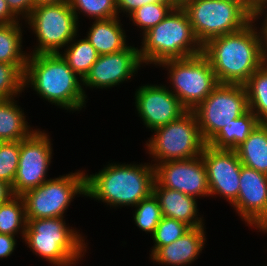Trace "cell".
I'll use <instances>...</instances> for the list:
<instances>
[{"label":"cell","instance_id":"cell-1","mask_svg":"<svg viewBox=\"0 0 267 266\" xmlns=\"http://www.w3.org/2000/svg\"><path fill=\"white\" fill-rule=\"evenodd\" d=\"M251 21L243 29L209 40L202 53L220 84L244 85L265 62L258 27Z\"/></svg>","mask_w":267,"mask_h":266},{"label":"cell","instance_id":"cell-2","mask_svg":"<svg viewBox=\"0 0 267 266\" xmlns=\"http://www.w3.org/2000/svg\"><path fill=\"white\" fill-rule=\"evenodd\" d=\"M79 78L60 53L29 54L23 85L24 90L31 86L43 100L76 112L86 106L87 99L83 79Z\"/></svg>","mask_w":267,"mask_h":266},{"label":"cell","instance_id":"cell-3","mask_svg":"<svg viewBox=\"0 0 267 266\" xmlns=\"http://www.w3.org/2000/svg\"><path fill=\"white\" fill-rule=\"evenodd\" d=\"M109 163L98 173L86 174V197L110 207L136 206L153 192L155 167L151 163Z\"/></svg>","mask_w":267,"mask_h":266},{"label":"cell","instance_id":"cell-4","mask_svg":"<svg viewBox=\"0 0 267 266\" xmlns=\"http://www.w3.org/2000/svg\"><path fill=\"white\" fill-rule=\"evenodd\" d=\"M139 56L145 65L202 53L186 11L178 4L161 22L142 34Z\"/></svg>","mask_w":267,"mask_h":266},{"label":"cell","instance_id":"cell-5","mask_svg":"<svg viewBox=\"0 0 267 266\" xmlns=\"http://www.w3.org/2000/svg\"><path fill=\"white\" fill-rule=\"evenodd\" d=\"M64 218L27 220L24 238L32 253L46 259L51 266H73L85 256L88 243Z\"/></svg>","mask_w":267,"mask_h":266},{"label":"cell","instance_id":"cell-6","mask_svg":"<svg viewBox=\"0 0 267 266\" xmlns=\"http://www.w3.org/2000/svg\"><path fill=\"white\" fill-rule=\"evenodd\" d=\"M194 34L203 46L209 40L243 29L252 15L239 3L230 0H183Z\"/></svg>","mask_w":267,"mask_h":266},{"label":"cell","instance_id":"cell-7","mask_svg":"<svg viewBox=\"0 0 267 266\" xmlns=\"http://www.w3.org/2000/svg\"><path fill=\"white\" fill-rule=\"evenodd\" d=\"M153 131L145 145L150 157L155 158L152 160L154 167L161 162L198 157L207 144L193 111H186L178 119Z\"/></svg>","mask_w":267,"mask_h":266},{"label":"cell","instance_id":"cell-8","mask_svg":"<svg viewBox=\"0 0 267 266\" xmlns=\"http://www.w3.org/2000/svg\"><path fill=\"white\" fill-rule=\"evenodd\" d=\"M158 66L168 70V81L172 85L169 86L170 91L187 111L198 107L219 84L209 60L203 53L165 60Z\"/></svg>","mask_w":267,"mask_h":266},{"label":"cell","instance_id":"cell-9","mask_svg":"<svg viewBox=\"0 0 267 266\" xmlns=\"http://www.w3.org/2000/svg\"><path fill=\"white\" fill-rule=\"evenodd\" d=\"M76 195L86 196V174L83 170L50 178L21 195L26 219L65 218L64 213Z\"/></svg>","mask_w":267,"mask_h":266},{"label":"cell","instance_id":"cell-10","mask_svg":"<svg viewBox=\"0 0 267 266\" xmlns=\"http://www.w3.org/2000/svg\"><path fill=\"white\" fill-rule=\"evenodd\" d=\"M38 44L30 54L60 53L78 34V21L69 2L39 5L25 20Z\"/></svg>","mask_w":267,"mask_h":266},{"label":"cell","instance_id":"cell-11","mask_svg":"<svg viewBox=\"0 0 267 266\" xmlns=\"http://www.w3.org/2000/svg\"><path fill=\"white\" fill-rule=\"evenodd\" d=\"M249 111L247 93L244 85L218 84L213 91L196 107L201 135L208 143L231 120Z\"/></svg>","mask_w":267,"mask_h":266},{"label":"cell","instance_id":"cell-12","mask_svg":"<svg viewBox=\"0 0 267 266\" xmlns=\"http://www.w3.org/2000/svg\"><path fill=\"white\" fill-rule=\"evenodd\" d=\"M52 145L48 133L39 128L20 141L18 168L11 186L14 195L21 196L48 180L46 176L53 158Z\"/></svg>","mask_w":267,"mask_h":266},{"label":"cell","instance_id":"cell-13","mask_svg":"<svg viewBox=\"0 0 267 266\" xmlns=\"http://www.w3.org/2000/svg\"><path fill=\"white\" fill-rule=\"evenodd\" d=\"M206 167L211 197L220 195L231 205L238 197L242 163L232 149H217L208 144L201 153Z\"/></svg>","mask_w":267,"mask_h":266},{"label":"cell","instance_id":"cell-14","mask_svg":"<svg viewBox=\"0 0 267 266\" xmlns=\"http://www.w3.org/2000/svg\"><path fill=\"white\" fill-rule=\"evenodd\" d=\"M237 199L231 204L247 226L267 233V174L242 165Z\"/></svg>","mask_w":267,"mask_h":266},{"label":"cell","instance_id":"cell-15","mask_svg":"<svg viewBox=\"0 0 267 266\" xmlns=\"http://www.w3.org/2000/svg\"><path fill=\"white\" fill-rule=\"evenodd\" d=\"M155 180L162 187L178 190L194 198L210 196L206 167L201 155L157 164Z\"/></svg>","mask_w":267,"mask_h":266},{"label":"cell","instance_id":"cell-16","mask_svg":"<svg viewBox=\"0 0 267 266\" xmlns=\"http://www.w3.org/2000/svg\"><path fill=\"white\" fill-rule=\"evenodd\" d=\"M135 106L143 125L155 128L178 119L187 110L165 85L144 84L135 91Z\"/></svg>","mask_w":267,"mask_h":266},{"label":"cell","instance_id":"cell-17","mask_svg":"<svg viewBox=\"0 0 267 266\" xmlns=\"http://www.w3.org/2000/svg\"><path fill=\"white\" fill-rule=\"evenodd\" d=\"M143 63L138 47L129 45L126 49L107 55H99L91 66L89 73L83 79V87L103 89L117 87L138 73Z\"/></svg>","mask_w":267,"mask_h":266},{"label":"cell","instance_id":"cell-18","mask_svg":"<svg viewBox=\"0 0 267 266\" xmlns=\"http://www.w3.org/2000/svg\"><path fill=\"white\" fill-rule=\"evenodd\" d=\"M205 227L191 228L176 241L160 247L150 258L165 266H189L198 259L206 245Z\"/></svg>","mask_w":267,"mask_h":266},{"label":"cell","instance_id":"cell-19","mask_svg":"<svg viewBox=\"0 0 267 266\" xmlns=\"http://www.w3.org/2000/svg\"><path fill=\"white\" fill-rule=\"evenodd\" d=\"M153 193L159 201L163 217L182 221L191 228L204 226V219L198 213L197 198L162 187L156 180L153 184Z\"/></svg>","mask_w":267,"mask_h":266},{"label":"cell","instance_id":"cell-20","mask_svg":"<svg viewBox=\"0 0 267 266\" xmlns=\"http://www.w3.org/2000/svg\"><path fill=\"white\" fill-rule=\"evenodd\" d=\"M121 17L94 20L88 28L87 39L99 55L120 52L128 47L126 33L122 28Z\"/></svg>","mask_w":267,"mask_h":266},{"label":"cell","instance_id":"cell-21","mask_svg":"<svg viewBox=\"0 0 267 266\" xmlns=\"http://www.w3.org/2000/svg\"><path fill=\"white\" fill-rule=\"evenodd\" d=\"M15 98L0 100V142L21 141L35 130Z\"/></svg>","mask_w":267,"mask_h":266},{"label":"cell","instance_id":"cell-22","mask_svg":"<svg viewBox=\"0 0 267 266\" xmlns=\"http://www.w3.org/2000/svg\"><path fill=\"white\" fill-rule=\"evenodd\" d=\"M235 151L242 165L267 174V123L260 122Z\"/></svg>","mask_w":267,"mask_h":266},{"label":"cell","instance_id":"cell-23","mask_svg":"<svg viewBox=\"0 0 267 266\" xmlns=\"http://www.w3.org/2000/svg\"><path fill=\"white\" fill-rule=\"evenodd\" d=\"M259 123L258 118L249 110L221 128L207 144L217 149L235 150L248 138Z\"/></svg>","mask_w":267,"mask_h":266},{"label":"cell","instance_id":"cell-24","mask_svg":"<svg viewBox=\"0 0 267 266\" xmlns=\"http://www.w3.org/2000/svg\"><path fill=\"white\" fill-rule=\"evenodd\" d=\"M0 24V62L26 64L29 53L22 48V23ZM22 48V49H21Z\"/></svg>","mask_w":267,"mask_h":266},{"label":"cell","instance_id":"cell-25","mask_svg":"<svg viewBox=\"0 0 267 266\" xmlns=\"http://www.w3.org/2000/svg\"><path fill=\"white\" fill-rule=\"evenodd\" d=\"M75 36L63 51L61 56L66 60L68 66L81 78L84 79L89 73L91 66L97 61L99 54L90 44L88 39L77 40Z\"/></svg>","mask_w":267,"mask_h":266},{"label":"cell","instance_id":"cell-26","mask_svg":"<svg viewBox=\"0 0 267 266\" xmlns=\"http://www.w3.org/2000/svg\"><path fill=\"white\" fill-rule=\"evenodd\" d=\"M244 86L249 110L260 122L267 123V63L259 67Z\"/></svg>","mask_w":267,"mask_h":266},{"label":"cell","instance_id":"cell-27","mask_svg":"<svg viewBox=\"0 0 267 266\" xmlns=\"http://www.w3.org/2000/svg\"><path fill=\"white\" fill-rule=\"evenodd\" d=\"M27 227L25 203L22 196L14 195L0 204V233L24 238Z\"/></svg>","mask_w":267,"mask_h":266},{"label":"cell","instance_id":"cell-28","mask_svg":"<svg viewBox=\"0 0 267 266\" xmlns=\"http://www.w3.org/2000/svg\"><path fill=\"white\" fill-rule=\"evenodd\" d=\"M177 5V2L145 4L134 10L128 17L134 26L141 28L142 34H144L161 22Z\"/></svg>","mask_w":267,"mask_h":266},{"label":"cell","instance_id":"cell-29","mask_svg":"<svg viewBox=\"0 0 267 266\" xmlns=\"http://www.w3.org/2000/svg\"><path fill=\"white\" fill-rule=\"evenodd\" d=\"M69 4L78 23L80 13L93 20L118 17L117 0H69Z\"/></svg>","mask_w":267,"mask_h":266},{"label":"cell","instance_id":"cell-30","mask_svg":"<svg viewBox=\"0 0 267 266\" xmlns=\"http://www.w3.org/2000/svg\"><path fill=\"white\" fill-rule=\"evenodd\" d=\"M136 207V208H135ZM135 208L134 221L142 231L154 234L155 229L162 219V212L157 197L152 192L148 197L141 200Z\"/></svg>","mask_w":267,"mask_h":266},{"label":"cell","instance_id":"cell-31","mask_svg":"<svg viewBox=\"0 0 267 266\" xmlns=\"http://www.w3.org/2000/svg\"><path fill=\"white\" fill-rule=\"evenodd\" d=\"M25 67L26 64H6L0 62V100L20 96V93L24 90L23 78Z\"/></svg>","mask_w":267,"mask_h":266},{"label":"cell","instance_id":"cell-32","mask_svg":"<svg viewBox=\"0 0 267 266\" xmlns=\"http://www.w3.org/2000/svg\"><path fill=\"white\" fill-rule=\"evenodd\" d=\"M190 229L191 227L182 221L162 217L161 221L155 229L154 234L152 235L154 245L153 249L151 248L152 251L150 257L160 247L176 241Z\"/></svg>","mask_w":267,"mask_h":266},{"label":"cell","instance_id":"cell-33","mask_svg":"<svg viewBox=\"0 0 267 266\" xmlns=\"http://www.w3.org/2000/svg\"><path fill=\"white\" fill-rule=\"evenodd\" d=\"M20 141L0 142V180L13 185L18 168Z\"/></svg>","mask_w":267,"mask_h":266},{"label":"cell","instance_id":"cell-34","mask_svg":"<svg viewBox=\"0 0 267 266\" xmlns=\"http://www.w3.org/2000/svg\"><path fill=\"white\" fill-rule=\"evenodd\" d=\"M267 5H263L257 7L252 14V21L255 23L260 19V17H264L263 22L261 23V27L258 30L260 36V43L262 48V57L264 62L267 63ZM263 15V16H262ZM257 20V21H256Z\"/></svg>","mask_w":267,"mask_h":266},{"label":"cell","instance_id":"cell-35","mask_svg":"<svg viewBox=\"0 0 267 266\" xmlns=\"http://www.w3.org/2000/svg\"><path fill=\"white\" fill-rule=\"evenodd\" d=\"M6 2L8 3L10 10L21 19V21L22 19L26 20L34 8L33 0H6Z\"/></svg>","mask_w":267,"mask_h":266},{"label":"cell","instance_id":"cell-36","mask_svg":"<svg viewBox=\"0 0 267 266\" xmlns=\"http://www.w3.org/2000/svg\"><path fill=\"white\" fill-rule=\"evenodd\" d=\"M155 2H176L175 0H117V12L130 15L137 8ZM121 10V11H120ZM128 13V14H127Z\"/></svg>","mask_w":267,"mask_h":266},{"label":"cell","instance_id":"cell-37","mask_svg":"<svg viewBox=\"0 0 267 266\" xmlns=\"http://www.w3.org/2000/svg\"><path fill=\"white\" fill-rule=\"evenodd\" d=\"M15 236L0 233V258H7L16 249Z\"/></svg>","mask_w":267,"mask_h":266},{"label":"cell","instance_id":"cell-38","mask_svg":"<svg viewBox=\"0 0 267 266\" xmlns=\"http://www.w3.org/2000/svg\"><path fill=\"white\" fill-rule=\"evenodd\" d=\"M20 22V19L10 10L6 0H0V24Z\"/></svg>","mask_w":267,"mask_h":266},{"label":"cell","instance_id":"cell-39","mask_svg":"<svg viewBox=\"0 0 267 266\" xmlns=\"http://www.w3.org/2000/svg\"><path fill=\"white\" fill-rule=\"evenodd\" d=\"M13 196L11 185L0 180V204L8 201Z\"/></svg>","mask_w":267,"mask_h":266},{"label":"cell","instance_id":"cell-40","mask_svg":"<svg viewBox=\"0 0 267 266\" xmlns=\"http://www.w3.org/2000/svg\"><path fill=\"white\" fill-rule=\"evenodd\" d=\"M241 4L251 15L254 13V0H230Z\"/></svg>","mask_w":267,"mask_h":266},{"label":"cell","instance_id":"cell-41","mask_svg":"<svg viewBox=\"0 0 267 266\" xmlns=\"http://www.w3.org/2000/svg\"><path fill=\"white\" fill-rule=\"evenodd\" d=\"M33 1H34V7L39 6V5L69 2V0H33Z\"/></svg>","mask_w":267,"mask_h":266},{"label":"cell","instance_id":"cell-42","mask_svg":"<svg viewBox=\"0 0 267 266\" xmlns=\"http://www.w3.org/2000/svg\"><path fill=\"white\" fill-rule=\"evenodd\" d=\"M267 5V0H254V11L257 7Z\"/></svg>","mask_w":267,"mask_h":266},{"label":"cell","instance_id":"cell-43","mask_svg":"<svg viewBox=\"0 0 267 266\" xmlns=\"http://www.w3.org/2000/svg\"><path fill=\"white\" fill-rule=\"evenodd\" d=\"M178 4H180L183 0H175Z\"/></svg>","mask_w":267,"mask_h":266}]
</instances>
